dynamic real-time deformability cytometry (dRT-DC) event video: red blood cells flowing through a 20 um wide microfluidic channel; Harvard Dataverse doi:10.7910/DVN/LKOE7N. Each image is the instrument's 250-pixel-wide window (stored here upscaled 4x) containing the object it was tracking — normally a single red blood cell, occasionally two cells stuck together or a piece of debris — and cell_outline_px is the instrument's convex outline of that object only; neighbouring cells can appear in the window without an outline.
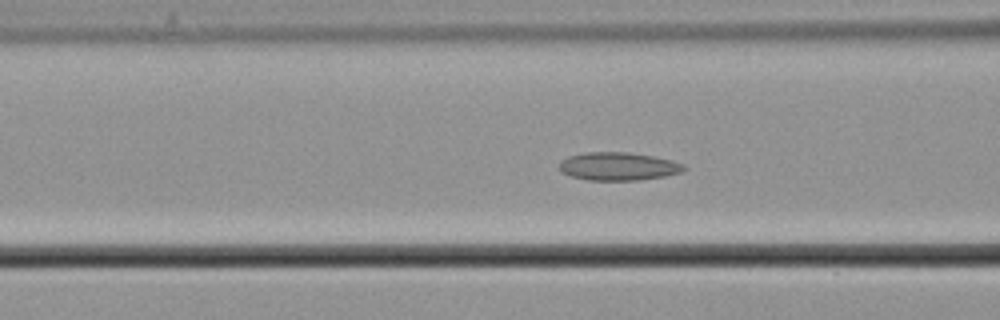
{"species": "common noctule bat (a hibernating species)", "species_latin": "Nyctalus noctula", "temperature_condition": "cold", "stored_images_in_passage": 58, "camera_frame_rate_fps": 3000, "um_per_image_px": 0.085, "animal": {"sex": "male", "body_mass_g": 21.5, "forearm_length_mm": 52.0}, "frame": {"image": 1, "passage_image": 24, "time_ms": 7.667, "image_size_px": [1000, 320], "cell_outline_px": [[688, 168], [684, 172], [664, 176], [640, 180], [588, 180], [572, 176], [560, 172], [560, 160], [568, 156], [584, 152], [624, 152], [652, 156], [672, 160], [684, 164]], "centroid_in_image_um": [52.57, 14.14], "position_along_channel_um": 114.0, "area_um2": 20.52}}
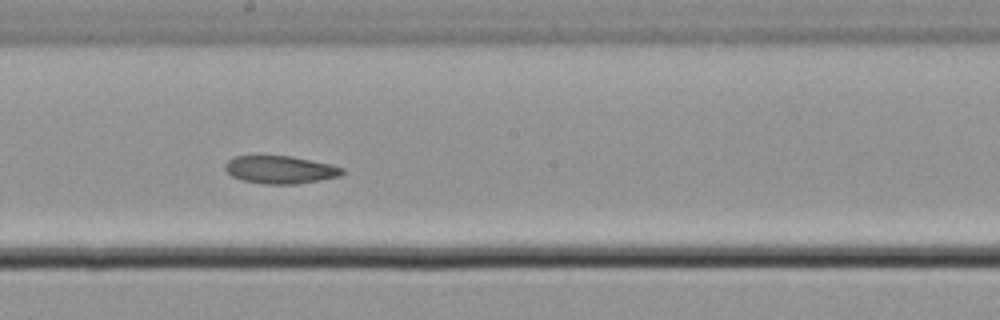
{"frame": {"image": 2, "passage_image": 33, "time_ms": 10.667, "image_size_px": [1000, 320], "cell_outline_px": [[344, 172], [340, 176], [320, 180], [296, 184], [264, 184], [244, 180], [232, 176], [224, 168], [224, 164], [228, 160], [236, 156], [292, 156], [328, 164], [344, 168]], "centroid_in_image_um": [23.81, 14.42], "position_along_channel_um": 224.4, "area_um2": 18.79}}
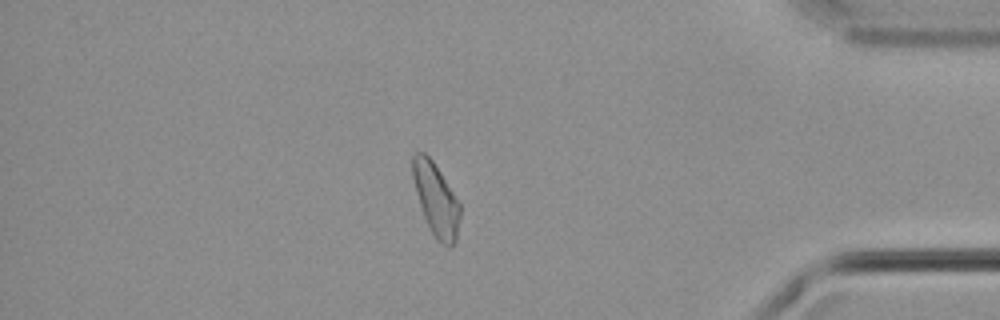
{"frame": {"image": 3, "passage_image": 50, "time_ms": 16.333, "image_size_px": [1000, 320], "cell_outline_px": [[460, 216], [456, 240], [448, 248], [436, 240], [424, 216], [416, 192], [412, 176], [412, 156], [416, 152], [424, 152], [432, 160], [440, 172], [460, 204]], "centroid_in_image_um": [37.05, 16.96], "position_along_channel_um": 398.1, "area_um2": 19.71}}